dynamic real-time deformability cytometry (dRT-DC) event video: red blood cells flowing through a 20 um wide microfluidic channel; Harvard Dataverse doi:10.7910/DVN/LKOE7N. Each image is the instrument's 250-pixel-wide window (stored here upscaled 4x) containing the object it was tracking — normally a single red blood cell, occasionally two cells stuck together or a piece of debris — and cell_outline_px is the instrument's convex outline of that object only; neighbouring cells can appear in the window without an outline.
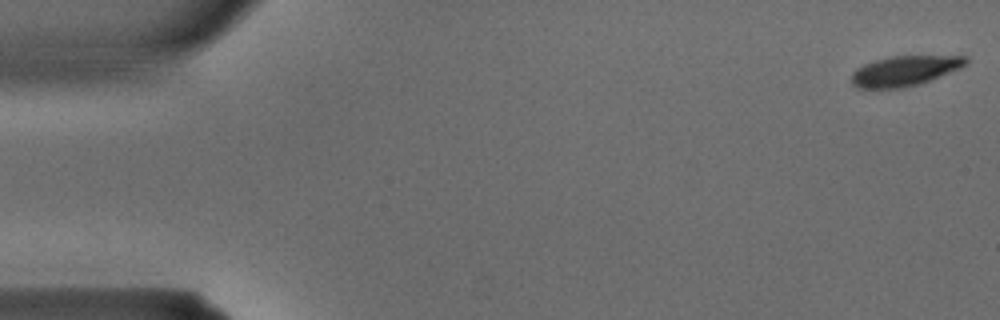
{"species": "common noctule bat (a hibernating species)", "species_latin": "Nyctalus noctula", "temperature_condition": "warm", "stored_images_in_passage": 6, "camera_frame_rate_fps": 3000, "um_per_image_px": 0.085, "animal": {"sex": "male", "body_mass_g": 15.6}, "frame": {"image": 1, "passage_image": 1, "time_ms": 0.0, "image_size_px": [1000, 320], "cell_outline_px": [[968, 64], [960, 68], [920, 84], [900, 88], [856, 88], [852, 84], [852, 72], [856, 68], [864, 64], [876, 60], [892, 56], [968, 56]], "centroid_in_image_um": [76.9, 6.02], "position_along_channel_um": 8.1, "area_um2": 20.0}}